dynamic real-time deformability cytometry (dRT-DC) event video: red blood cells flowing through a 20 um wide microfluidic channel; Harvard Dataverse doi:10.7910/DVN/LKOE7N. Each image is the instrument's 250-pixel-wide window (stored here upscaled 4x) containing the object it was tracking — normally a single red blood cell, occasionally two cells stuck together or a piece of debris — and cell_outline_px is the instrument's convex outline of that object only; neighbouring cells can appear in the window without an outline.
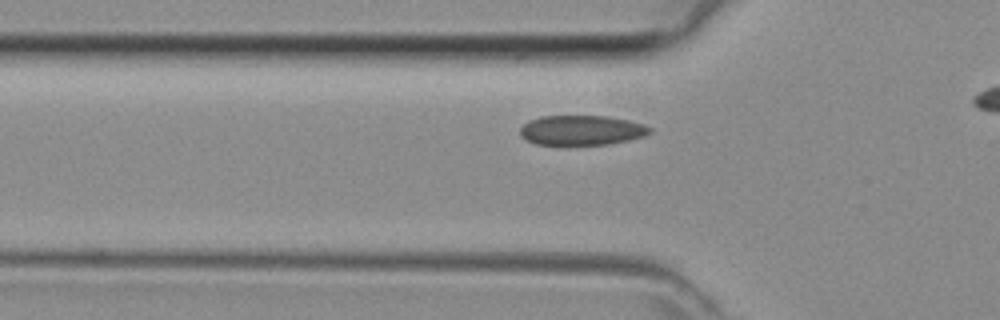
{"species": "common noctule bat (a hibernating species)", "species_latin": "Nyctalus noctula", "temperature_condition": "room temperature", "stored_images_in_passage": 30, "camera_frame_rate_fps": 3000, "um_per_image_px": 0.085, "animal": {"sex": "female", "body_mass_g": 29.2, "forearm_length_mm": 56.3}, "frame": {"image": 1, "passage_image": 5, "time_ms": 1.333, "image_size_px": [1000, 320], "cell_outline_px": [[652, 132], [644, 136], [628, 140], [608, 144], [536, 144], [520, 136], [520, 128], [528, 120], [540, 116], [608, 116], [628, 120], [644, 124], [652, 128]], "centroid_in_image_um": [49.44, 11.06], "position_along_channel_um": 76.4, "area_um2": 22.48}}
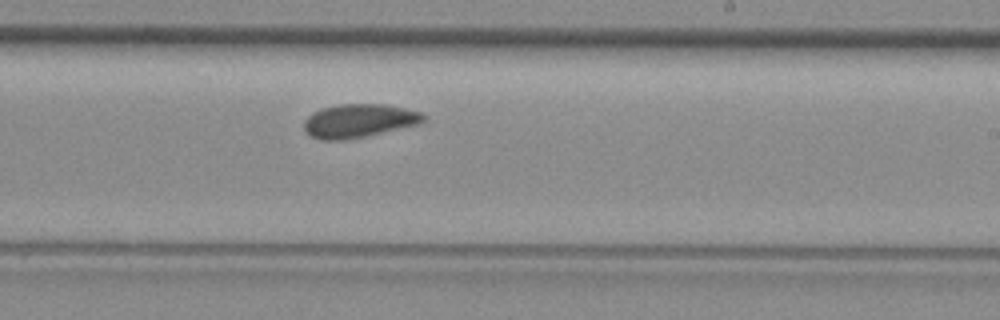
{"frame": {"image": 2, "passage_image": 17, "time_ms": 5.333, "image_size_px": [1000, 320], "cell_outline_px": [[428, 116], [420, 124], [364, 136], [344, 140], [320, 140], [304, 132], [304, 120], [312, 112], [324, 108], [340, 104], [388, 104], [420, 112]], "centroid_in_image_um": [30.51, 10.26], "position_along_channel_um": 258.5, "area_um2": 23.35}}
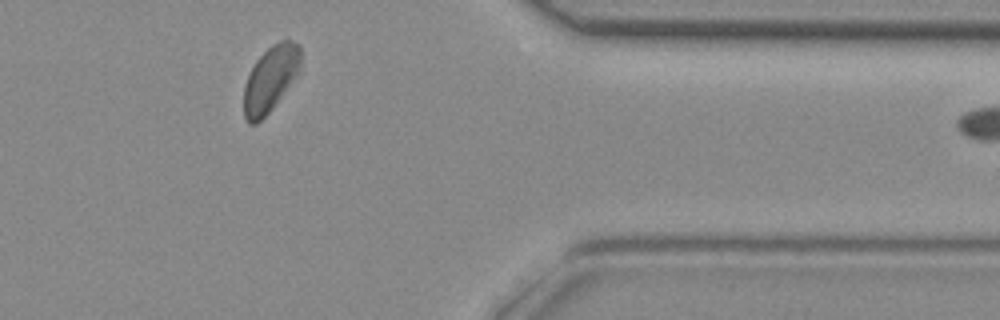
{"frame": {"image": 3, "passage_image": 27, "time_ms": 8.667, "image_size_px": [1000, 320], "cell_outline_px": [[300, 68], [272, 108], [256, 124], [248, 124], [244, 120], [244, 84], [256, 60], [272, 44], [280, 40], [292, 40], [300, 44]], "centroid_in_image_um": [22.96, 6.69], "position_along_channel_um": 388.4, "area_um2": 21.33}}